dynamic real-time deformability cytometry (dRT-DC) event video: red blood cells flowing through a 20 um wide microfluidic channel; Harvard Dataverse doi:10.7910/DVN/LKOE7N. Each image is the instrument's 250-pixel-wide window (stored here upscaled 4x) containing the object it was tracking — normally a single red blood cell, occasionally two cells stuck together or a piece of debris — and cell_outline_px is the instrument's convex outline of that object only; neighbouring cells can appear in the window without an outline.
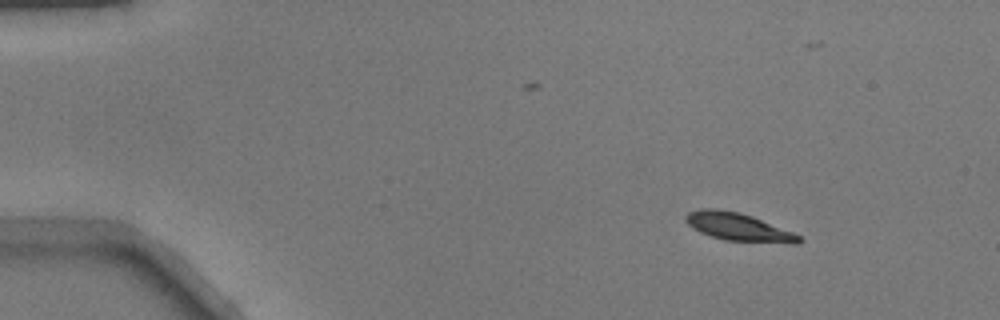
{"species": "common noctule bat (a hibernating species)", "species_latin": "Nyctalus noctula", "temperature_condition": "warm", "stored_images_in_passage": 10, "camera_frame_rate_fps": 3000, "um_per_image_px": 0.085, "animal": {"sex": "male", "body_mass_g": 17.9}, "frame": {"image": 1, "passage_image": 2, "time_ms": 0.333, "image_size_px": [1000, 320], "cell_outline_px": [[804, 240], [800, 244], [792, 244], [724, 240], [700, 232], [692, 228], [684, 220], [684, 216], [688, 212], [700, 208], [716, 208], [740, 212], [752, 216], [792, 232], [800, 236]], "centroid_in_image_um": [62.75, 19.29], "position_along_channel_um": 22.2, "area_um2": 18.61}}